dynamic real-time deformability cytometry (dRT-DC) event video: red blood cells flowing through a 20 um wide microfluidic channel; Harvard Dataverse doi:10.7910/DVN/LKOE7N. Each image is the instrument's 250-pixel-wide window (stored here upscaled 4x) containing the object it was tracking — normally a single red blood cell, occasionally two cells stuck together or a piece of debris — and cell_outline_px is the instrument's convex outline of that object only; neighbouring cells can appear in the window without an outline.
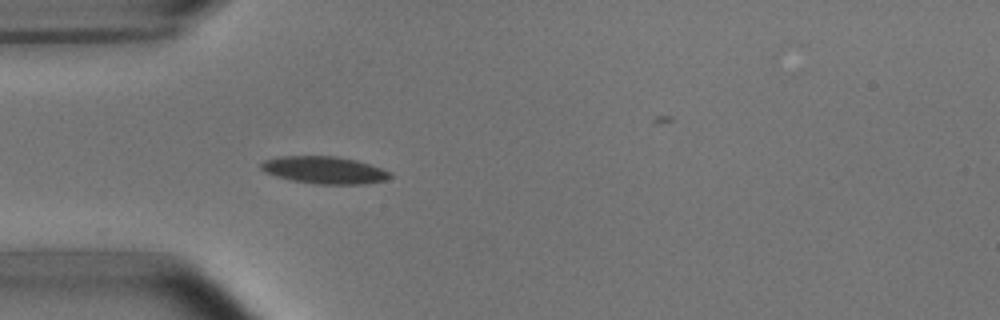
{"species": "common noctule bat (a hibernating species)", "species_latin": "Nyctalus noctula", "temperature_condition": "room temperature", "stored_images_in_passage": 25, "camera_frame_rate_fps": 3000, "um_per_image_px": 0.085, "animal": {"sex": "male", "body_mass_g": 15.6}, "frame": {"image": 1, "passage_image": 2, "time_ms": 0.333, "image_size_px": [1000, 320], "cell_outline_px": [[392, 176], [384, 180], [364, 184], [316, 184], [292, 180], [276, 176], [264, 172], [260, 168], [260, 164], [264, 160], [280, 156], [336, 156], [356, 160], [380, 168], [388, 172]], "centroid_in_image_um": [27.51, 14.45], "position_along_channel_um": 57.5, "area_um2": 20.35}}
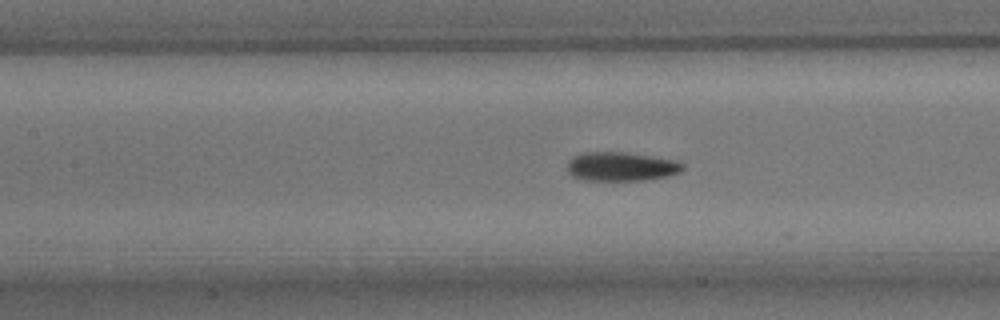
{"frame": {"image": 2, "passage_image": 10, "time_ms": 3.0, "image_size_px": [1000, 320], "cell_outline_px": [[684, 168], [680, 172], [668, 176], [644, 180], [584, 180], [572, 176], [568, 172], [568, 160], [572, 156], [584, 152], [620, 152], [652, 156], [676, 160], [684, 164]], "centroid_in_image_um": [52.79, 14.15], "position_along_channel_um": 154.6, "area_um2": 19.54}}
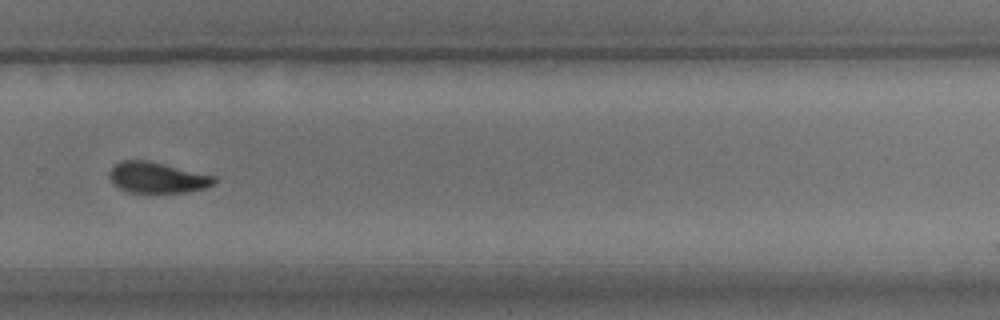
{"frame": {"image": 3, "passage_image": 23, "time_ms": 7.333, "image_size_px": [1000, 320], "cell_outline_px": [[216, 180], [212, 184], [204, 188], [184, 192], [128, 192], [112, 184], [108, 176], [108, 172], [120, 160], [148, 160], [216, 176]], "centroid_in_image_um": [13.32, 15.08], "position_along_channel_um": 316.5, "area_um2": 18.79}}